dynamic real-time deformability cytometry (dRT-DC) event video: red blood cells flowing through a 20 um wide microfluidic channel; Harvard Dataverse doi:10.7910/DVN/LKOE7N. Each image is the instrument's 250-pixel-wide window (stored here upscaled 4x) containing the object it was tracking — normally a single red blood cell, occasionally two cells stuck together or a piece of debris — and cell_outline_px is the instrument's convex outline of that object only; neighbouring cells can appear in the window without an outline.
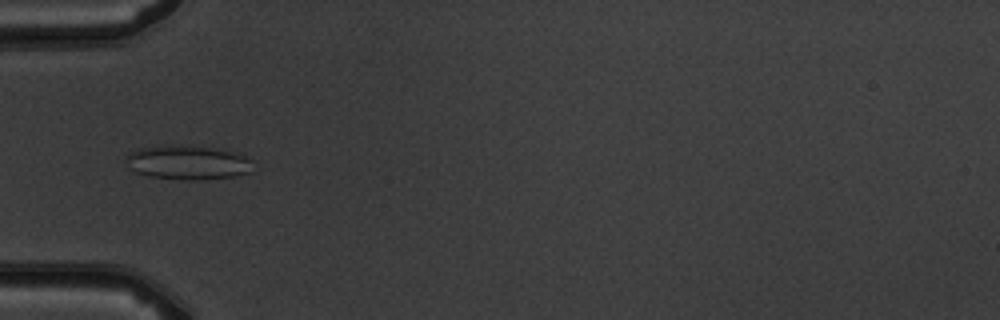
{"species": "common noctule bat (a hibernating species)", "species_latin": "Nyctalus noctula", "temperature_condition": "warm", "stored_images_in_passage": 8, "camera_frame_rate_fps": 3000, "um_per_image_px": 0.085, "animal": {"sex": "male", "body_mass_g": 19.5, "forearm_length_mm": 54.6}, "frame": {"image": 1, "passage_image": 5, "time_ms": 5.667, "image_size_px": [1000, 320], "cell_outline_px": [[252, 172], [236, 176], [204, 180], [180, 180], [148, 176], [136, 172], [124, 160], [128, 152], [136, 148], [172, 144], [224, 148], [240, 152], [252, 160]], "centroid_in_image_um": [16.01, 13.79], "position_along_channel_um": 69.0, "area_um2": 26.24}}
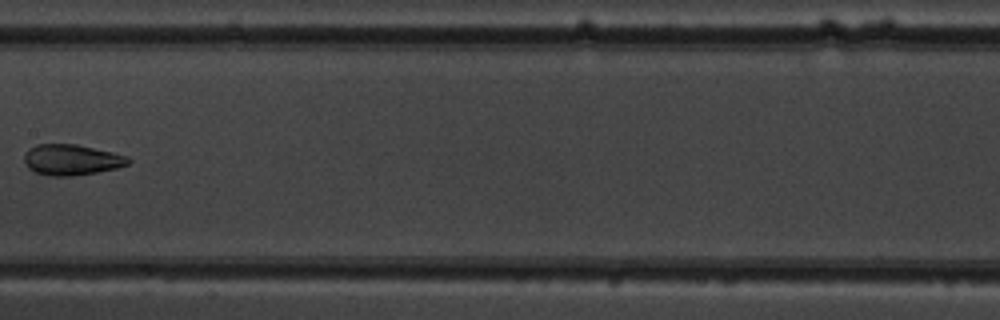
{"frame": {"image": 2, "passage_image": 8, "time_ms": 9.0, "image_size_px": [1000, 320], "cell_outline_px": [[132, 160], [128, 164], [116, 168], [96, 172], [72, 176], [48, 176], [36, 172], [28, 168], [24, 160], [24, 156], [28, 148], [36, 144], [76, 144], [112, 152], [128, 156]], "centroid_in_image_um": [6.07, 13.58], "position_along_channel_um": 201.3, "area_um2": 18.67}}